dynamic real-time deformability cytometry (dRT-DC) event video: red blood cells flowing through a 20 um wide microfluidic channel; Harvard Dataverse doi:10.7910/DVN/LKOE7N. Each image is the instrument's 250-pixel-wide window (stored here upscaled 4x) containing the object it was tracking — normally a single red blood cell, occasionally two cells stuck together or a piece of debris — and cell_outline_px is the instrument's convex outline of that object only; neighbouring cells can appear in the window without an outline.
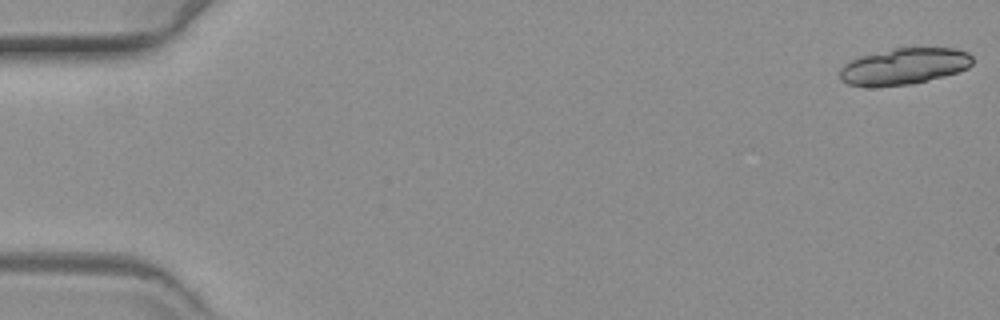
{"species": "common noctule bat (a hibernating species)", "species_latin": "Nyctalus noctula", "temperature_condition": "warm", "stored_images_in_passage": 21, "segment_of_instrument_passage": [1, 2], "camera_frame_rate_fps": 3000, "um_per_image_px": 0.085, "animal": {"sex": "female", "body_mass_g": 19.3, "forearm_length_mm": 54.1}, "frame": {"image": 1, "passage_image": 1, "time_ms": 0.0, "image_size_px": [1000, 320], "cell_outline_px": [[972, 60], [964, 68], [952, 72], [924, 80], [896, 84], [856, 84], [860, 60], [876, 56], [912, 48], [940, 48], [960, 52], [968, 56]], "centroid_in_image_um": [77.36, 5.6], "position_along_channel_um": 7.6, "area_um2": 21.96}}
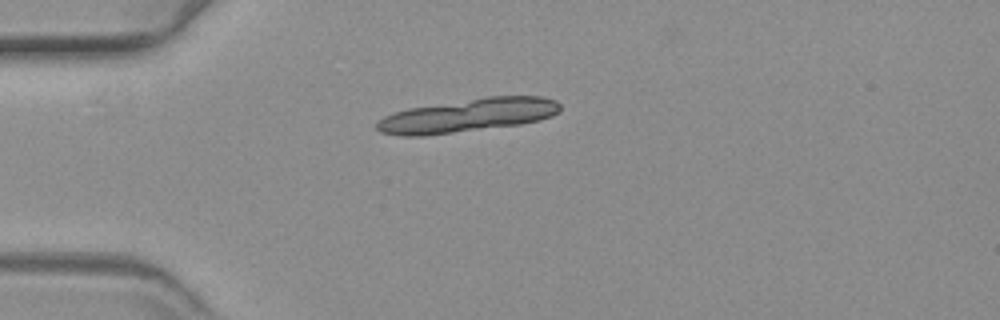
{"frame": {"image": 2, "passage_image": 16, "time_ms": 5.0, "image_size_px": [1000, 320], "cell_outline_px": [[556, 112], [532, 120], [440, 132], [392, 132], [396, 116], [404, 112], [420, 108], [480, 100], [512, 96], [524, 96], [548, 100], [556, 104]], "centroid_in_image_um": [40.23, 9.73], "position_along_channel_um": 44.8, "area_um2": 27.8}}